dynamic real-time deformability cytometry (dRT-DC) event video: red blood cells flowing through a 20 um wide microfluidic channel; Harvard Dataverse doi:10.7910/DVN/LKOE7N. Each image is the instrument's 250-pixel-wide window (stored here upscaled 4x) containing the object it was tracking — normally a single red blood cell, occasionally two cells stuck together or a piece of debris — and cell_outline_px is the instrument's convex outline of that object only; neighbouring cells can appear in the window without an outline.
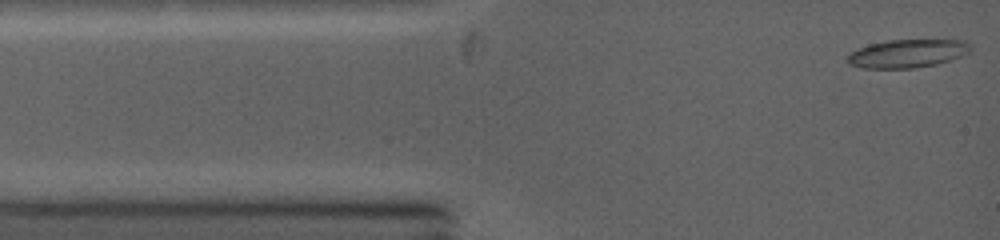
{"species": "common noctule bat (a hibernating species)", "species_latin": "Nyctalus noctula", "temperature_condition": "warm", "stored_images_in_passage": 53, "camera_frame_rate_fps": 5000, "um_per_image_px": 0.085, "animal": {"sex": "female", "body_mass_g": 19.0, "forearm_length_mm": 53.3}, "frame": {"image": 1, "passage_image": 1, "time_ms": 0.0, "image_size_px": [1000, 240], "cell_outline_px": [[972, 48], [968, 52], [960, 56], [948, 60], [932, 64], [912, 68], [864, 68], [852, 64], [848, 60], [848, 56], [852, 52], [860, 48], [872, 44], [892, 40], [960, 40], [968, 44]], "centroid_in_image_um": [77.14, 4.54], "position_along_channel_um": 7.9, "area_um2": 19.48}}
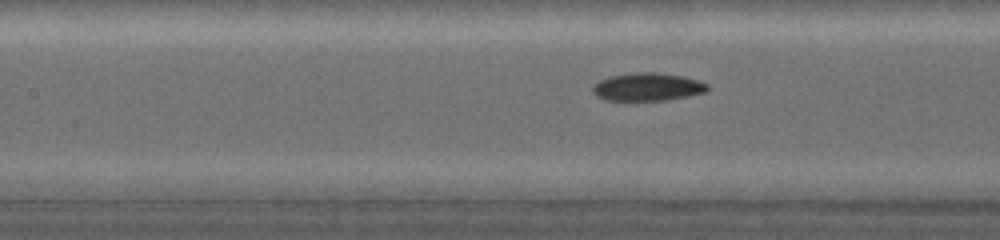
{"frame": {"image": 2, "passage_image": 21, "time_ms": 4.6, "image_size_px": [1000, 240], "cell_outline_px": [[708, 88], [704, 92], [664, 100], [608, 100], [596, 96], [592, 88], [600, 80], [612, 76], [640, 72], [656, 72], [684, 76], [696, 80], [704, 84]], "centroid_in_image_um": [55.01, 7.38], "position_along_channel_um": 152.4, "area_um2": 18.09}}
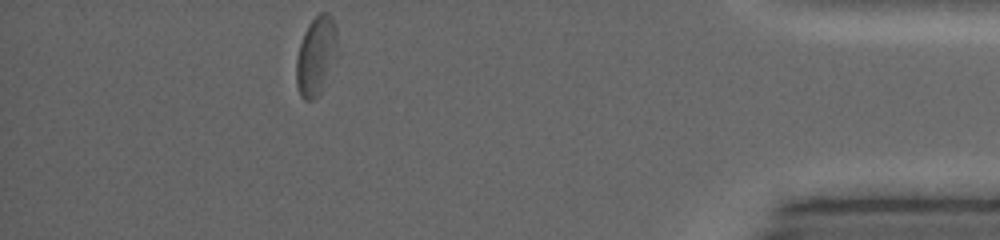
{"frame": {"image": 3, "passage_image": 53, "time_ms": 11.8, "image_size_px": [1000, 240], "cell_outline_px": [[336, 56], [320, 92], [312, 100], [304, 100], [300, 96], [296, 84], [296, 56], [304, 32], [308, 24], [320, 12], [328, 12], [332, 16], [336, 28]], "centroid_in_image_um": [26.84, 4.72], "position_along_channel_um": 408.4, "area_um2": 18.67}, "authors_computed_cell_mechanics": {"area_um2": 18.5538, "velocity_mm_per_s": 4.2937, "shape_relaxation_time_tau1_ms": 4.7019, "shape_relaxation_time_tau2_ms": 5.7999, "deformation_change_tau1": 0.134, "deformation_change_tau2": 0.0909}}